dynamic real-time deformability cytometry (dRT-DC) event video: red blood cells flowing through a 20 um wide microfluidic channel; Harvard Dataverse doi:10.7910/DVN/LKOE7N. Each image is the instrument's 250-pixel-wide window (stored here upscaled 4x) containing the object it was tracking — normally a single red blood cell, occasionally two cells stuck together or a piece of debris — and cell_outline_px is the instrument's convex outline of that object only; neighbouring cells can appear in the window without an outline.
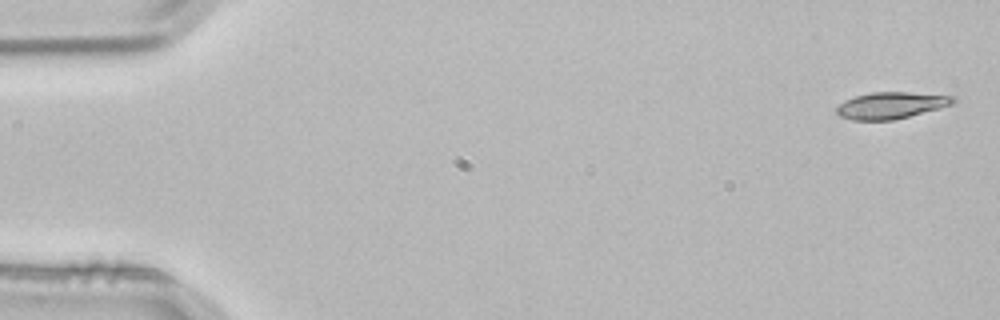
{"species": "common noctule bat (a hibernating species)", "species_latin": "Nyctalus noctula", "temperature_condition": "room temperature", "stored_images_in_passage": 4, "camera_frame_rate_fps": 3000, "um_per_image_px": 0.085, "animal": {"sex": "male", "body_mass_g": 21.5, "forearm_length_mm": 52.0}, "frame": {"image": 1, "passage_image": 1, "time_ms": 0.0, "image_size_px": [1000, 320], "cell_outline_px": [[956, 100], [952, 104], [940, 108], [892, 120], [852, 120], [840, 116], [836, 112], [836, 108], [844, 100], [856, 96], [872, 92], [908, 92], [956, 96]], "centroid_in_image_um": [75.74, 8.95], "position_along_channel_um": 9.3, "area_um2": 17.98}}
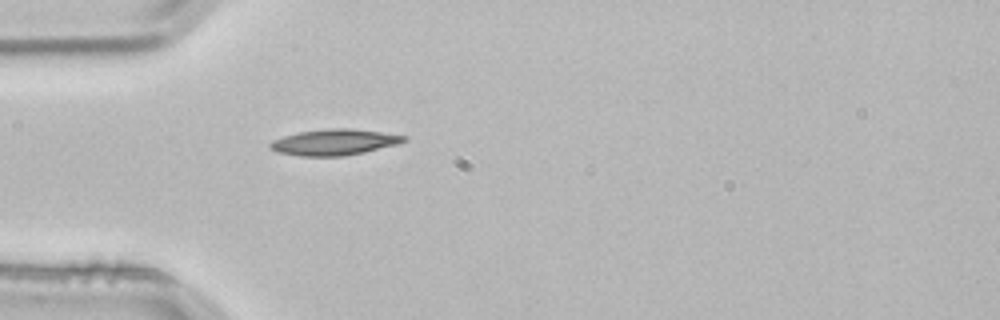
{"frame": {"image": 2, "passage_image": 4, "time_ms": 1.0, "image_size_px": [1000, 320], "cell_outline_px": [[408, 140], [396, 144], [364, 152], [344, 156], [300, 156], [280, 152], [272, 148], [268, 144], [272, 140], [284, 136], [300, 132], [328, 128], [348, 128], [380, 132], [408, 136]], "centroid_in_image_um": [28.43, 12.08], "position_along_channel_um": 56.6, "area_um2": 20.0}}